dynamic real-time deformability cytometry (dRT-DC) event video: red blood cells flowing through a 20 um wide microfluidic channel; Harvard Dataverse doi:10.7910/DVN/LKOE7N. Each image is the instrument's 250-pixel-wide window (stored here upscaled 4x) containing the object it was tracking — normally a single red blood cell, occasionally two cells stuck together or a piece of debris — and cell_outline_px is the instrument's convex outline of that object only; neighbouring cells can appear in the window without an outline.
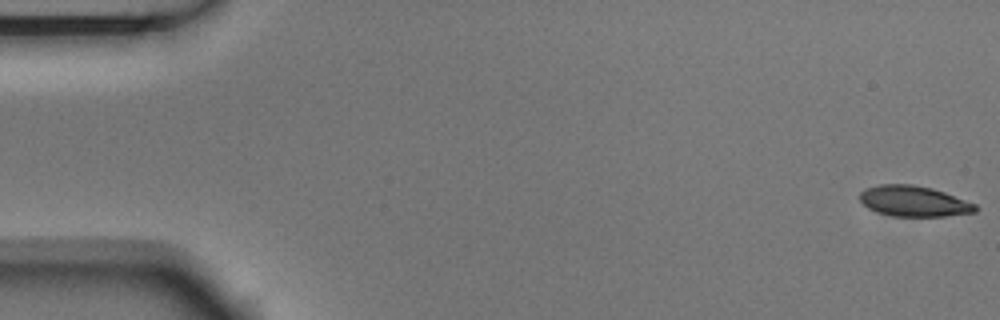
{"species": "Egyptian fruit bat (a non-hibernating species)", "species_latin": "Rousettus aegyptiacus", "temperature_condition": "room temperature", "stored_images_in_passage": 54, "camera_frame_rate_fps": 3000, "um_per_image_px": 0.085, "animal": {"sex": "male"}, "frame": {"image": 1, "passage_image": 1, "time_ms": 0.0, "image_size_px": [1000, 320], "cell_outline_px": [[980, 208], [976, 212], [944, 216], [892, 216], [868, 208], [860, 200], [860, 192], [864, 188], [880, 184], [912, 184], [932, 188], [944, 192], [976, 204]], "centroid_in_image_um": [77.69, 17.09], "position_along_channel_um": 7.3, "area_um2": 20.63}}
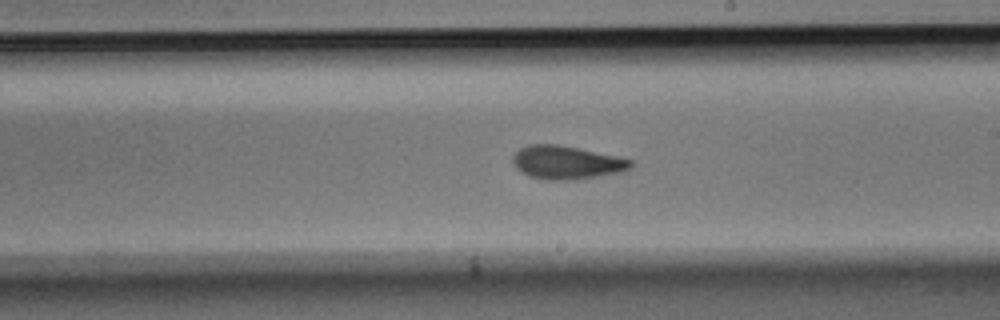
{"frame": {"image": 2, "passage_image": 31, "time_ms": 10.0, "image_size_px": [1000, 320], "cell_outline_px": [[632, 168], [624, 172], [576, 180], [548, 180], [528, 176], [516, 168], [512, 160], [512, 156], [520, 148], [528, 144], [556, 144], [620, 156], [632, 160]], "centroid_in_image_um": [48.19, 13.82], "position_along_channel_um": 240.8, "area_um2": 23.24}}
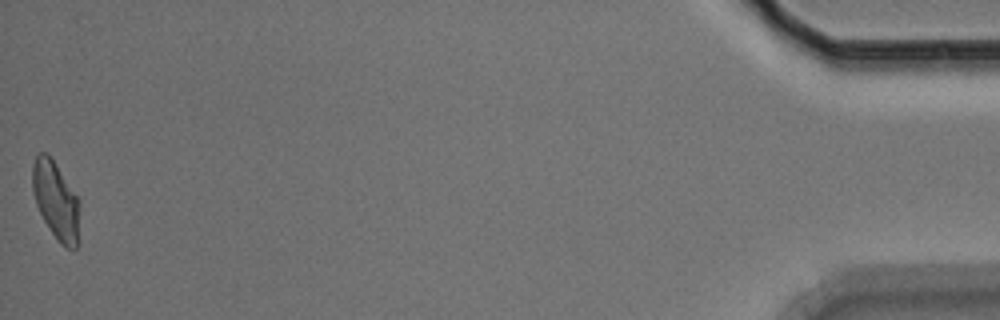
{"frame": {"image": 3, "passage_image": 54, "time_ms": 17.667, "image_size_px": [1000, 320], "cell_outline_px": [[80, 244], [76, 248], [64, 248], [56, 240], [44, 220], [36, 204], [32, 188], [32, 164], [36, 156], [40, 152], [48, 152], [80, 200]], "centroid_in_image_um": [4.79, 17.09], "position_along_channel_um": 430.4, "area_um2": 22.02}, "authors_computed_cell_mechanics": {"area_um2": 21.9929, "velocity_mm_per_s": 3.7324, "shape_relaxation_time_tau1_ms": 5.4858, "shape_relaxation_time_tau2_ms": 2.3585, "deformation_change_tau1": 0.1529, "deformation_change_tau2": 0.076}}